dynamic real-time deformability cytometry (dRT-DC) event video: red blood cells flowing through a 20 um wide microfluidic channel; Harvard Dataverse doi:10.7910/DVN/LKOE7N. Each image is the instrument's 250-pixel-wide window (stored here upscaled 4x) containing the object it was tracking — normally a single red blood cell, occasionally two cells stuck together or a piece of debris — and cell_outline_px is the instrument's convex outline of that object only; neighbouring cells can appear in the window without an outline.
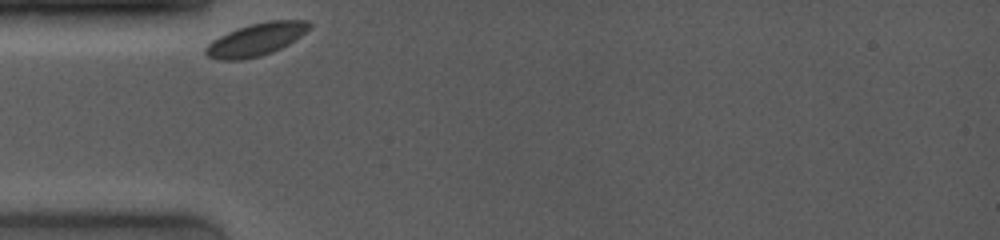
{"species": "common noctule bat (a hibernating species)", "species_latin": "Nyctalus noctula", "temperature_condition": "room temperature", "stored_images_in_passage": 37, "camera_frame_rate_fps": 4000, "um_per_image_px": 0.085, "animal": {"sex": "female", "body_mass_g": 19.0, "forearm_length_mm": 53.3}, "frame": {"image": 1, "passage_image": 1, "time_ms": 0.0, "image_size_px": [1000, 240], "cell_outline_px": [[312, 24], [300, 36], [288, 44], [272, 52], [260, 56], [244, 60], [216, 60], [208, 56], [204, 52], [204, 48], [212, 40], [236, 28], [268, 20], [308, 20]], "centroid_in_image_um": [21.73, 3.36], "position_along_channel_um": 63.3, "area_um2": 19.65}}
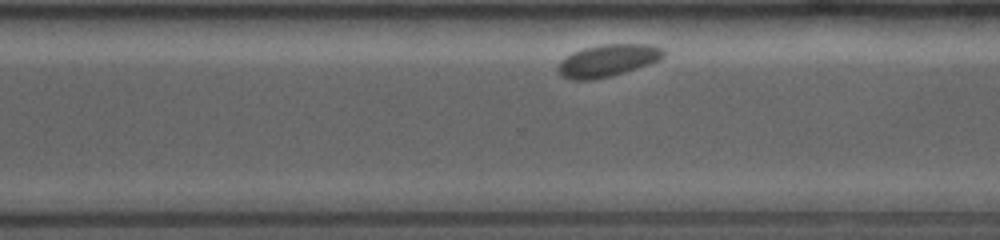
{"frame": {"image": 2, "passage_image": 29, "time_ms": 7.5, "image_size_px": [1000, 240], "cell_outline_px": [[664, 56], [660, 60], [612, 76], [592, 80], [572, 80], [560, 76], [556, 72], [556, 68], [560, 60], [572, 52], [584, 48], [600, 44], [652, 44], [664, 48]], "centroid_in_image_um": [51.62, 5.14], "position_along_channel_um": 319.0, "area_um2": 20.11}}
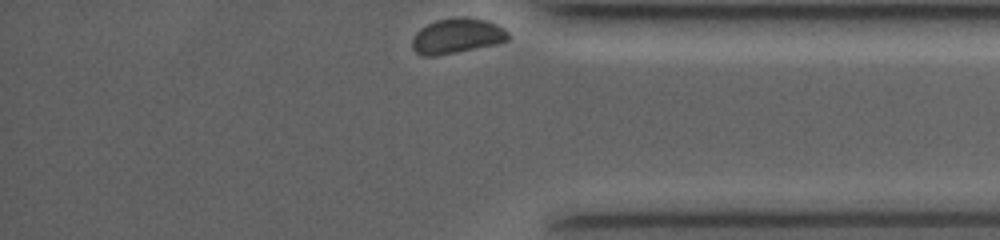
{"frame": {"image": 3, "passage_image": 37, "time_ms": 9.75, "image_size_px": [1000, 240], "cell_outline_px": [[512, 36], [508, 40], [496, 44], [436, 56], [420, 56], [412, 48], [412, 40], [416, 32], [420, 28], [436, 20], [456, 16], [464, 16], [488, 20], [504, 28]], "centroid_in_image_um": [38.86, 3.04], "position_along_channel_um": 396.3, "area_um2": 19.94}, "authors_computed_cell_mechanics": {"area_um2": 19.941, "velocity_mm_per_s": 3.4559, "shape_relaxation_time_tau1_ms": 0.9989, "shape_relaxation_time_tau2_ms": null, "deformation_change_tau1": 0.0144, "deformation_change_tau2": null}}